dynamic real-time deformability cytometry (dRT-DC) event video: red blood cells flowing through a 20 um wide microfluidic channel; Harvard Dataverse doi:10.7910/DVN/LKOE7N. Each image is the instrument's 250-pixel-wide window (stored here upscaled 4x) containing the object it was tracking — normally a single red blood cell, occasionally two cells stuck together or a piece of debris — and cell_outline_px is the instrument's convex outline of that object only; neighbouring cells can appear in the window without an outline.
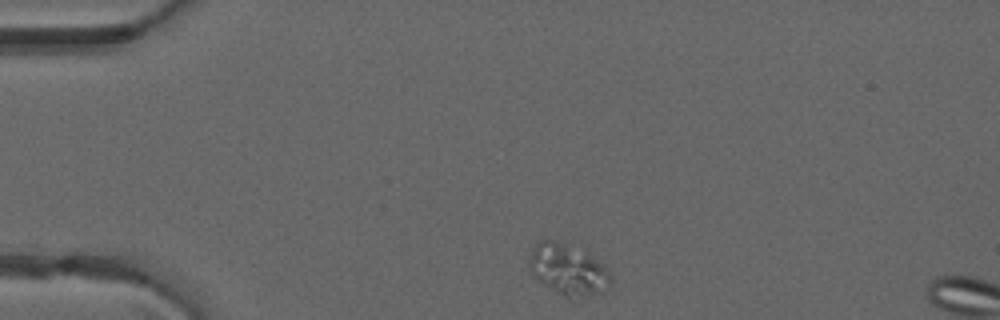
{"species": "common noctule bat (a hibernating species)", "species_latin": "Nyctalus noctula", "temperature_condition": "warm", "stored_images_in_passage": 4, "camera_frame_rate_fps": 3000, "um_per_image_px": 0.085, "animal": {"sex": "male", "forearm_length_mm": 52.5}, "frame": {"image": 1, "passage_image": 1, "time_ms": 0.0, "image_size_px": [1000, 320], "cell_outline_px": [[612, 280], [608, 288], [604, 292], [576, 304], [572, 304], [540, 280], [532, 272], [528, 264], [528, 260], [532, 248], [540, 240], [552, 240], [588, 252], [604, 264], [608, 268]], "centroid_in_image_um": [48.37, 23.02], "position_along_channel_um": 36.6, "area_um2": 25.2}}